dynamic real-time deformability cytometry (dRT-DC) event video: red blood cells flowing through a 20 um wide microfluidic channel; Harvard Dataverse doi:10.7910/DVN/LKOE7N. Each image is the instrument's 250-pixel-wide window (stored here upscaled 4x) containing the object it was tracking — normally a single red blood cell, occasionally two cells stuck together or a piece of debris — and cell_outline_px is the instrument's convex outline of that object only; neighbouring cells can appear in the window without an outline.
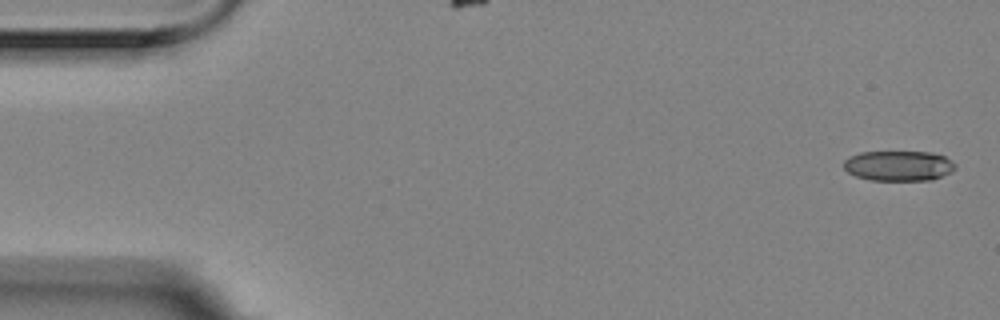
{"species": "Egyptian fruit bat (a non-hibernating species)", "species_latin": "Rousettus aegyptiacus", "temperature_condition": "room temperature", "stored_images_in_passage": 5, "camera_frame_rate_fps": 3000, "um_per_image_px": 0.085, "animal": {"sex": "female"}, "frame": {"image": 1, "passage_image": 1, "time_ms": 0.0, "image_size_px": [1000, 320], "cell_outline_px": [[956, 168], [952, 172], [932, 180], [872, 180], [856, 176], [848, 172], [844, 168], [844, 160], [848, 156], [860, 152], [932, 152], [944, 156], [952, 160], [956, 164]], "centroid_in_image_um": [76.4, 14.09], "position_along_channel_um": 8.6, "area_um2": 19.77}}
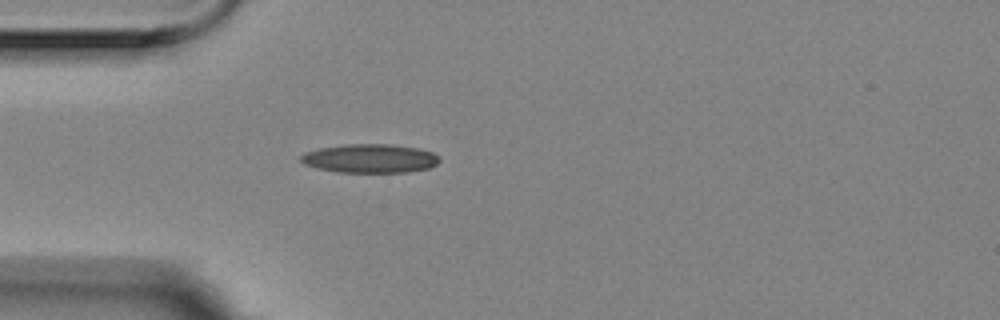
{"frame": {"image": 2, "passage_image": 5, "time_ms": 1.333, "image_size_px": [1000, 320], "cell_outline_px": [[440, 160], [436, 164], [428, 168], [408, 172], [336, 172], [316, 168], [304, 164], [300, 160], [300, 156], [304, 152], [320, 148], [344, 144], [388, 144], [420, 148], [432, 152], [440, 156]], "centroid_in_image_um": [31.44, 13.46], "position_along_channel_um": 53.6, "area_um2": 23.41}}